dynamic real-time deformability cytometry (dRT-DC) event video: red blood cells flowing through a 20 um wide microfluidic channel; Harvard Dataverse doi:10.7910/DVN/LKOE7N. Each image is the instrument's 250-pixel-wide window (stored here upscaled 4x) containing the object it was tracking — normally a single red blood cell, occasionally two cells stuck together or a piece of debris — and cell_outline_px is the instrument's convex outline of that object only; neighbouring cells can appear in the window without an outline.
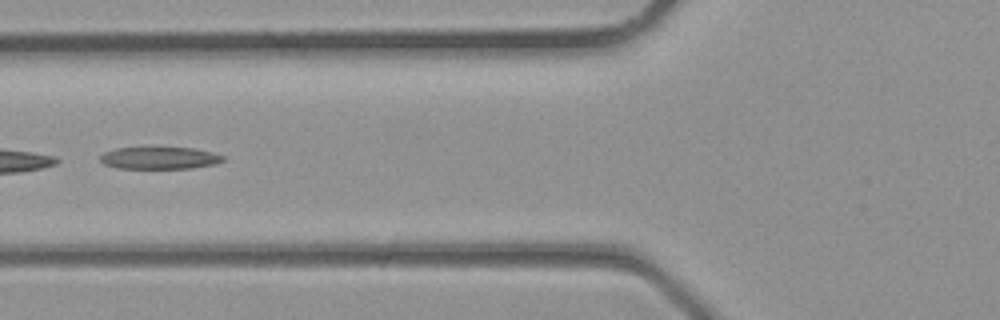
{"species": "common noctule bat (a hibernating species)", "species_latin": "Nyctalus noctula", "temperature_condition": "room temperature", "stored_images_in_passage": 4, "camera_frame_rate_fps": 3000, "um_per_image_px": 0.085, "animal": {"sex": "male", "body_mass_g": 23.1, "forearm_length_mm": 52.7}, "frame": {"image": 1, "passage_image": 4, "time_ms": 1.0, "image_size_px": [1000, 320], "cell_outline_px": [[224, 160], [216, 164], [192, 168], [116, 168], [104, 164], [100, 160], [100, 156], [104, 152], [116, 148], [192, 148], [212, 152], [224, 156]], "centroid_in_image_um": [13.56, 13.43], "position_along_channel_um": 112.2, "area_um2": 15.72}}